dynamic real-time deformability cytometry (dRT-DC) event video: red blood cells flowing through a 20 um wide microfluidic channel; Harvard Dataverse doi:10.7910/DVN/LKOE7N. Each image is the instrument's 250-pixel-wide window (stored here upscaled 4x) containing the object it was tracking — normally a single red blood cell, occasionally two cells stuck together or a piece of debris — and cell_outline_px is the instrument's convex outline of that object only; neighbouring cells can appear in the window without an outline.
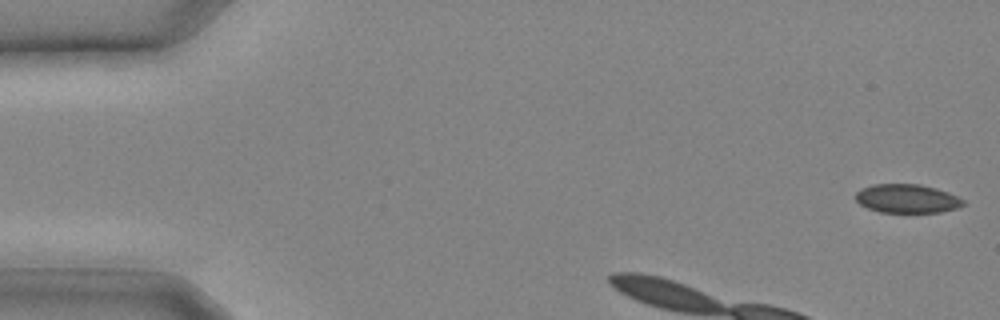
{"species": "common noctule bat (a hibernating species)", "species_latin": "Nyctalus noctula", "temperature_condition": "cold", "stored_images_in_passage": 4, "camera_frame_rate_fps": 3000, "um_per_image_px": 0.085, "animal": {"sex": "male", "body_mass_g": 20.4}, "frame": {"image": 1, "passage_image": 1, "time_ms": 0.0, "image_size_px": [1000, 320], "cell_outline_px": [[968, 204], [956, 208], [940, 212], [880, 212], [868, 208], [860, 204], [856, 200], [856, 192], [872, 184], [920, 184], [936, 188], [948, 192], [964, 200]], "centroid_in_image_um": [77.13, 16.88], "position_along_channel_um": 7.9, "area_um2": 17.98}}